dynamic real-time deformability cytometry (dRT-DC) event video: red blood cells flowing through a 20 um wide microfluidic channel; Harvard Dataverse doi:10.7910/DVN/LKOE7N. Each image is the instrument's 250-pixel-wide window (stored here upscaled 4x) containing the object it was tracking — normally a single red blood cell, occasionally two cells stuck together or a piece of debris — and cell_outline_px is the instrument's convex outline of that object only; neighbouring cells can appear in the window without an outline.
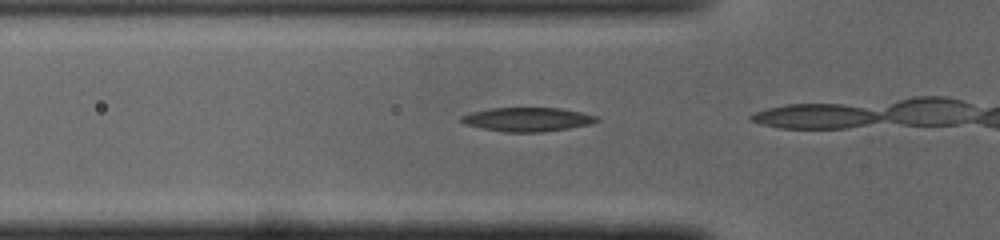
{"species": "common noctule bat (a hibernating species)", "species_latin": "Nyctalus noctula", "temperature_condition": "cold", "stored_images_in_passage": 7, "camera_frame_rate_fps": 3000, "um_per_image_px": 0.085, "animal": {"sex": "male", "body_mass_g": 19.0, "forearm_length_mm": 50.8}, "frame": {"image": 1, "passage_image": 3, "time_ms": 0.667, "image_size_px": [1000, 240], "cell_outline_px": [[600, 120], [592, 124], [544, 132], [504, 132], [480, 128], [464, 124], [460, 120], [460, 116], [472, 112], [492, 108], [560, 108], [600, 116]], "centroid_in_image_um": [44.85, 10.15], "position_along_channel_um": 80.9, "area_um2": 19.02}}